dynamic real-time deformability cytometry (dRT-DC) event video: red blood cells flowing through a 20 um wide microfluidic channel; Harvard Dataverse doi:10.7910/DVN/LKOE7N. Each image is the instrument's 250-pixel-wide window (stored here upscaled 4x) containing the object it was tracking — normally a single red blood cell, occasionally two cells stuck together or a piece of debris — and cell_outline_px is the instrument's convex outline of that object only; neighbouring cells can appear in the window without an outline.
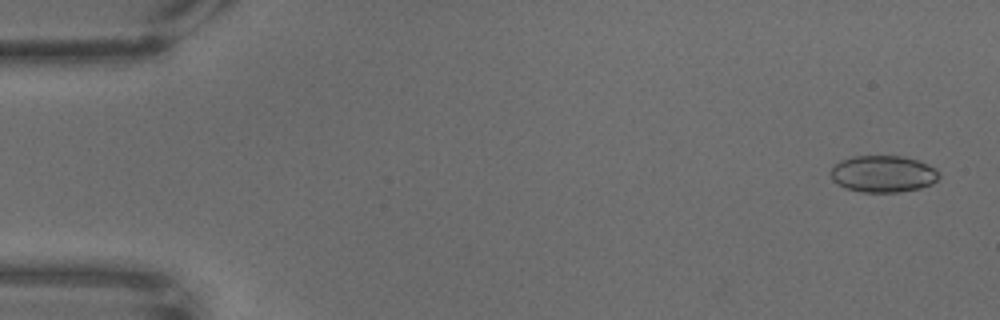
{"species": "common noctule bat (a hibernating species)", "species_latin": "Nyctalus noctula", "temperature_condition": "warm", "stored_images_in_passage": 10, "camera_frame_rate_fps": 3000, "um_per_image_px": 0.085, "animal": {"sex": "male", "body_mass_g": 18.8}, "frame": {"image": 1, "passage_image": 3, "time_ms": 0.667, "image_size_px": [1000, 320], "cell_outline_px": [[940, 176], [932, 184], [920, 188], [900, 192], [864, 192], [844, 188], [832, 180], [832, 168], [840, 160], [852, 156], [900, 156], [916, 160], [928, 164], [936, 168]], "centroid_in_image_um": [75.07, 14.78], "position_along_channel_um": 9.9, "area_um2": 23.18}}